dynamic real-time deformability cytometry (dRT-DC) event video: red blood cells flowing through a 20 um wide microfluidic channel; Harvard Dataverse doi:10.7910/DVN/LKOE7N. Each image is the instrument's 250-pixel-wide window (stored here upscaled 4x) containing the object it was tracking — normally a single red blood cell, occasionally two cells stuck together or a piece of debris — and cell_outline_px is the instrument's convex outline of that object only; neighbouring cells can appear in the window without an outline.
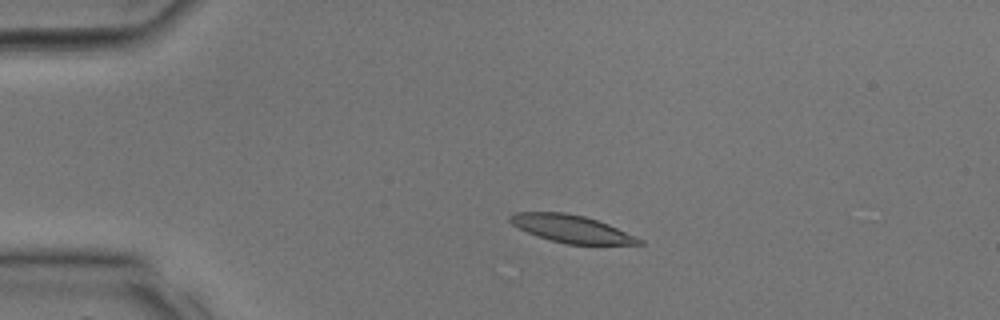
{"species": "common noctule bat (a hibernating species)", "species_latin": "Nyctalus noctula", "temperature_condition": "room temperature", "stored_images_in_passage": 16, "camera_frame_rate_fps": 3000, "um_per_image_px": 0.085, "animal": {"sex": "male", "body_mass_g": 17.9, "forearm_length_mm": 54.2}, "frame": {"image": 1, "passage_image": 7, "time_ms": 2.0, "image_size_px": [1000, 320], "cell_outline_px": [[644, 244], [568, 244], [536, 236], [512, 224], [508, 220], [508, 216], [512, 212], [564, 212], [584, 216], [608, 224], [644, 240]], "centroid_in_image_um": [48.55, 19.44], "position_along_channel_um": 36.5, "area_um2": 20.52}}